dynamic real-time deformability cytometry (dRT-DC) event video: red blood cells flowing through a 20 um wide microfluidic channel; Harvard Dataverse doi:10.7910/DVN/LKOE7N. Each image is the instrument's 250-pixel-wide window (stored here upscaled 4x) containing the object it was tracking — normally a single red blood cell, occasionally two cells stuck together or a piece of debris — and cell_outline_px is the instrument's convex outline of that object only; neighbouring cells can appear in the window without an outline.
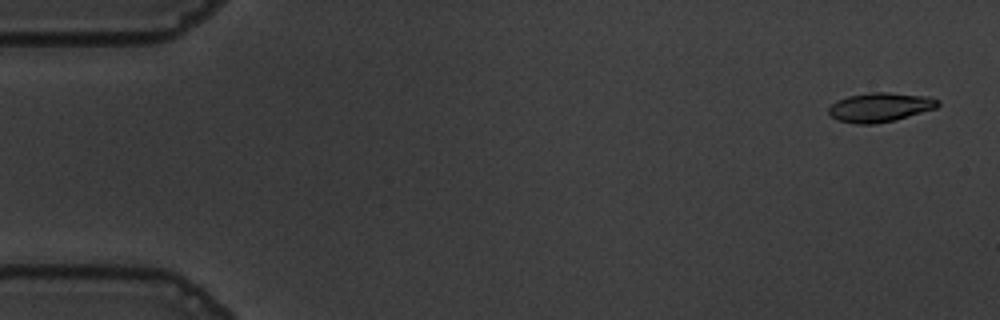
{"species": "common noctule bat (a hibernating species)", "species_latin": "Nyctalus noctula", "temperature_condition": "warm", "stored_images_in_passage": 56, "camera_frame_rate_fps": 3000, "um_per_image_px": 0.085, "animal": {"sex": "male", "body_mass_g": 19.5, "forearm_length_mm": 54.6}, "frame": {"image": 1, "passage_image": 2, "time_ms": 0.333, "image_size_px": [1000, 320], "cell_outline_px": [[940, 104], [936, 108], [896, 120], [872, 124], [856, 124], [836, 120], [828, 112], [828, 108], [836, 100], [848, 96], [872, 92], [888, 92], [932, 96], [940, 100]], "centroid_in_image_um": [74.83, 9.11], "position_along_channel_um": 10.2, "area_um2": 18.84}}
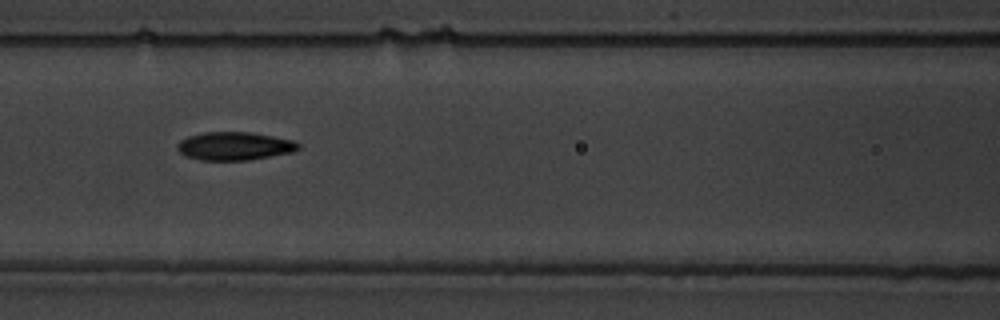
{"frame": {"image": 2, "passage_image": 24, "time_ms": 7.667, "image_size_px": [1000, 320], "cell_outline_px": [[300, 148], [292, 152], [248, 160], [200, 160], [184, 156], [176, 148], [176, 144], [180, 140], [188, 136], [204, 132], [252, 132], [292, 140], [300, 144]], "centroid_in_image_um": [19.89, 12.41], "position_along_channel_um": 146.7, "area_um2": 19.94}}
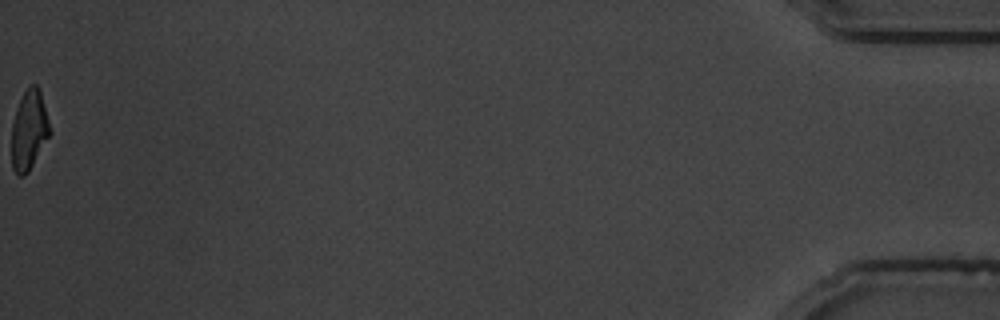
{"frame": {"image": 3, "passage_image": 56, "time_ms": 18.333, "image_size_px": [1000, 320], "cell_outline_px": [[52, 132], [28, 172], [24, 176], [20, 176], [12, 168], [12, 124], [16, 108], [24, 92], [32, 84], [36, 84], [40, 88]], "centroid_in_image_um": [2.49, 11.05], "position_along_channel_um": 432.7, "area_um2": 17.74}, "authors_computed_cell_mechanics": {"area_um2": 19.2185, "velocity_mm_per_s": 3.6322, "shape_relaxation_time_tau1_ms": 3.0763, "shape_relaxation_time_tau2_ms": 3.0204, "deformation_change_tau1": 0.1637, "deformation_change_tau2": 0.0714}}